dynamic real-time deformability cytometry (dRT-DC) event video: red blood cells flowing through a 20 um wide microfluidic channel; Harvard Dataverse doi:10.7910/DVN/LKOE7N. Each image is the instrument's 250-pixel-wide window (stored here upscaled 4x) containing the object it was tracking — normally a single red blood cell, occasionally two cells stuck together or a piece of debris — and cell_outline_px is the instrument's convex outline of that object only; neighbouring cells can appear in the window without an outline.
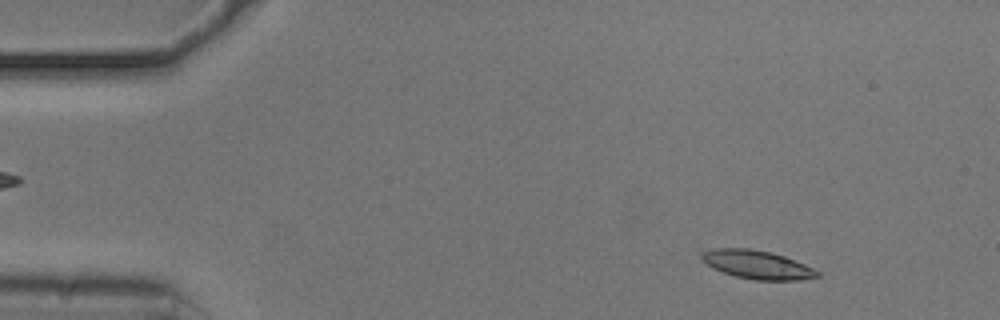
{"species": "common noctule bat (a hibernating species)", "species_latin": "Nyctalus noctula", "temperature_condition": "cold", "stored_images_in_passage": 11, "camera_frame_rate_fps": 3000, "um_per_image_px": 0.085, "animal": {"sex": "male", "body_mass_g": 20.5, "forearm_length_mm": 52.5}, "frame": {"image": 1, "passage_image": 7, "time_ms": 2.0, "image_size_px": [1000, 320], "cell_outline_px": [[820, 276], [796, 280], [756, 280], [736, 276], [712, 268], [700, 260], [700, 252], [716, 248], [748, 248], [772, 252], [784, 256], [804, 264], [820, 272]], "centroid_in_image_um": [64.31, 22.48], "position_along_channel_um": 20.7, "area_um2": 19.19}}